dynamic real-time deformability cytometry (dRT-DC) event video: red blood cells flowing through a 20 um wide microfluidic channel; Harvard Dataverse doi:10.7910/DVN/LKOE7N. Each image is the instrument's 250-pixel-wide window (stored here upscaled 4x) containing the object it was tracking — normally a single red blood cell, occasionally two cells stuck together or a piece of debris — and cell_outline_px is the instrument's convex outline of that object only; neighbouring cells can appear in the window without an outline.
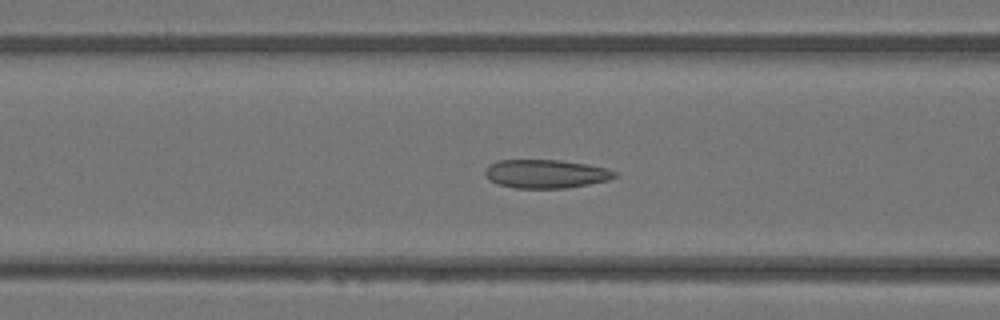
{"species": "Egyptian fruit bat (a non-hibernating species)", "species_latin": "Rousettus aegyptiacus", "temperature_condition": "warm", "stored_images_in_passage": 34, "camera_frame_rate_fps": 3000, "um_per_image_px": 0.085, "animal": {"sex": "female"}, "frame": {"image": 1, "passage_image": 4, "time_ms": 1.0, "image_size_px": [1000, 320], "cell_outline_px": [[616, 176], [608, 180], [588, 184], [564, 188], [516, 188], [496, 184], [484, 172], [492, 164], [500, 160], [560, 160], [588, 164], [608, 168], [616, 172]], "centroid_in_image_um": [46.44, 14.77], "position_along_channel_um": 120.2, "area_um2": 21.33}}
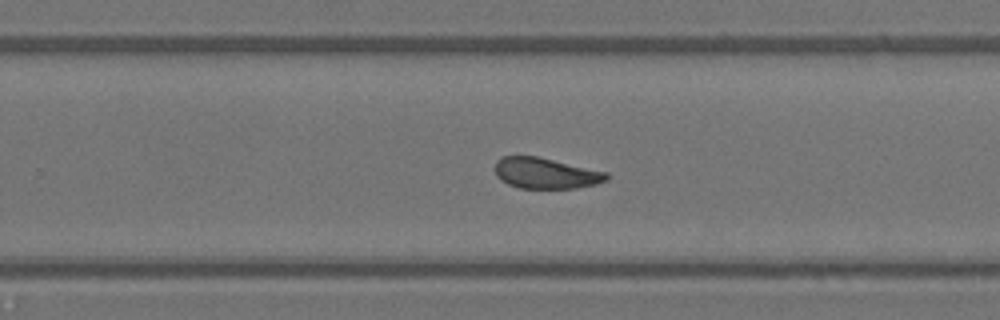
{"frame": {"image": 2, "passage_image": 16, "time_ms": 5.0, "image_size_px": [1000, 320], "cell_outline_px": [[608, 180], [596, 184], [576, 188], [520, 188], [508, 184], [500, 180], [496, 176], [496, 160], [504, 156], [536, 156], [608, 172]], "centroid_in_image_um": [46.39, 14.73], "position_along_channel_um": 283.4, "area_um2": 20.0}}
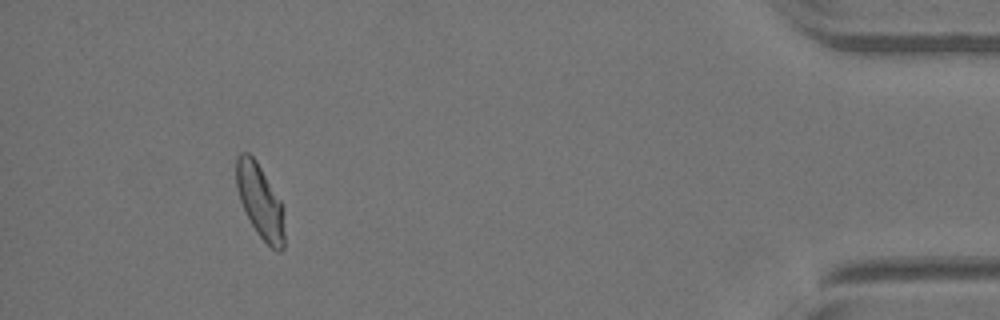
{"frame": {"image": 3, "passage_image": 30, "time_ms": 9.667, "image_size_px": [1000, 320], "cell_outline_px": [[284, 248], [280, 252], [276, 252], [256, 232], [240, 200], [236, 188], [236, 156], [240, 152], [248, 152], [256, 160], [280, 200], [284, 232]], "centroid_in_image_um": [22.08, 17.09], "position_along_channel_um": 413.1, "area_um2": 20.35}}